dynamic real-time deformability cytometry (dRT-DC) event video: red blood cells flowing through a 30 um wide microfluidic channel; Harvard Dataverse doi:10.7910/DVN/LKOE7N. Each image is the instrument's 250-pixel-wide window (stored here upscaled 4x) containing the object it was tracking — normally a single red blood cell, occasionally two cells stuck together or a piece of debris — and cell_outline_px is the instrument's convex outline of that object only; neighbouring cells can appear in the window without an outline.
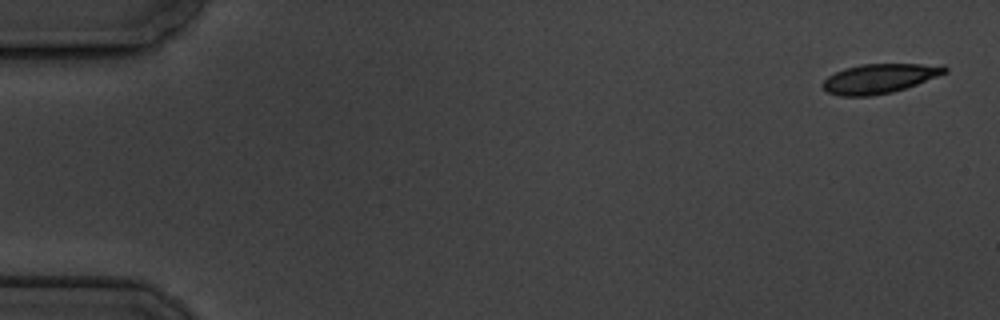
{"species": "common noctule bat (a hibernating species)", "species_latin": "Nyctalus noctula", "temperature_condition": "cold", "stored_images_in_passage": 5, "segment_of_instrument_passage": [2, 2], "camera_frame_rate_fps": 3000, "um_per_image_px": 0.085, "animal": {"sex": "male", "body_mass_g": 19.5, "forearm_length_mm": 54.6}, "frame": {"image": 1, "passage_image": 5, "time_ms": 4.667, "image_size_px": [1000, 320], "cell_outline_px": [[948, 72], [916, 84], [892, 92], [872, 96], [840, 96], [828, 92], [820, 84], [828, 76], [844, 68], [860, 64], [944, 64], [948, 68]], "centroid_in_image_um": [74.75, 6.66], "position_along_channel_um": 10.2, "area_um2": 20.98}}